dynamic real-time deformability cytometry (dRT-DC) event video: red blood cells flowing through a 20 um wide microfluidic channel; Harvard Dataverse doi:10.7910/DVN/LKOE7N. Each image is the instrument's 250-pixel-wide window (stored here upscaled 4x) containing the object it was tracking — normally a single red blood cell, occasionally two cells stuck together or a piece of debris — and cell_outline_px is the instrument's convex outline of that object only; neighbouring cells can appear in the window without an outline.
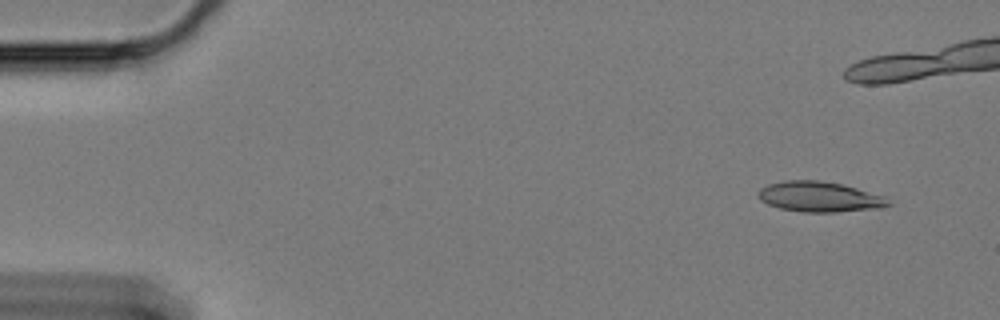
{"species": "Egyptian fruit bat (a non-hibernating species)", "species_latin": "Rousettus aegyptiacus", "temperature_condition": "cold", "stored_images_in_passage": 30, "camera_frame_rate_fps": 3000, "um_per_image_px": 0.085, "animal": {"sex": "female"}, "frame": {"image": 1, "passage_image": 5, "time_ms": 1.333, "image_size_px": [1000, 320], "cell_outline_px": [[892, 204], [880, 208], [836, 212], [804, 212], [780, 208], [768, 204], [760, 200], [756, 196], [756, 192], [760, 188], [768, 184], [784, 180], [820, 180], [844, 184], [884, 196]], "centroid_in_image_um": [69.63, 16.72], "position_along_channel_um": 15.4, "area_um2": 23.18}}